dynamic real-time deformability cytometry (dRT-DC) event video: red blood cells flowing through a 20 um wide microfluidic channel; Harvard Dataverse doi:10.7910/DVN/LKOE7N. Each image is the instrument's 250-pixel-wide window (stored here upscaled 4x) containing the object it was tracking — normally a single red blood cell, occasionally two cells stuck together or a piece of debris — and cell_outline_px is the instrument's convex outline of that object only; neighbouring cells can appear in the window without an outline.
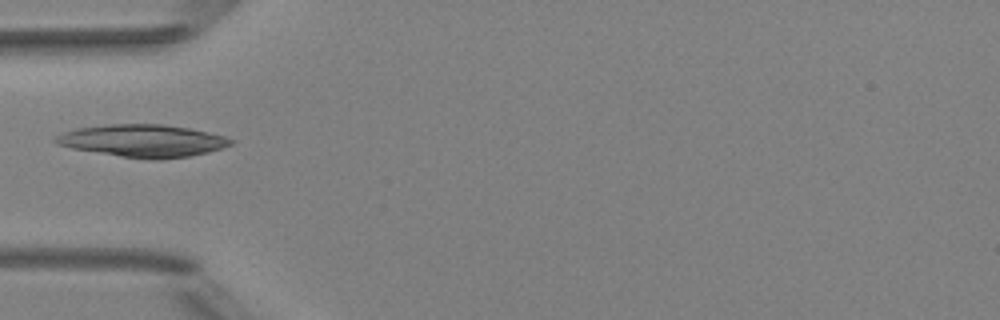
{"species": "Egyptian fruit bat (a non-hibernating species)", "species_latin": "Rousettus aegyptiacus", "temperature_condition": "room temperature", "stored_images_in_passage": 1, "camera_frame_rate_fps": 3000, "um_per_image_px": 0.085, "animal": {"sex": "female"}, "frame": {"image": 1, "passage_image": 1, "time_ms": 0.0, "image_size_px": [1000, 320], "cell_outline_px": [[236, 140], [232, 144], [208, 152], [188, 156], [160, 160], [156, 160], [120, 156], [72, 148], [56, 144], [52, 140], [56, 136], [64, 132], [76, 128], [112, 124], [164, 124], [188, 128], [224, 136]], "centroid_in_image_um": [12.13, 11.96], "position_along_channel_um": 72.9, "area_um2": 32.89}}